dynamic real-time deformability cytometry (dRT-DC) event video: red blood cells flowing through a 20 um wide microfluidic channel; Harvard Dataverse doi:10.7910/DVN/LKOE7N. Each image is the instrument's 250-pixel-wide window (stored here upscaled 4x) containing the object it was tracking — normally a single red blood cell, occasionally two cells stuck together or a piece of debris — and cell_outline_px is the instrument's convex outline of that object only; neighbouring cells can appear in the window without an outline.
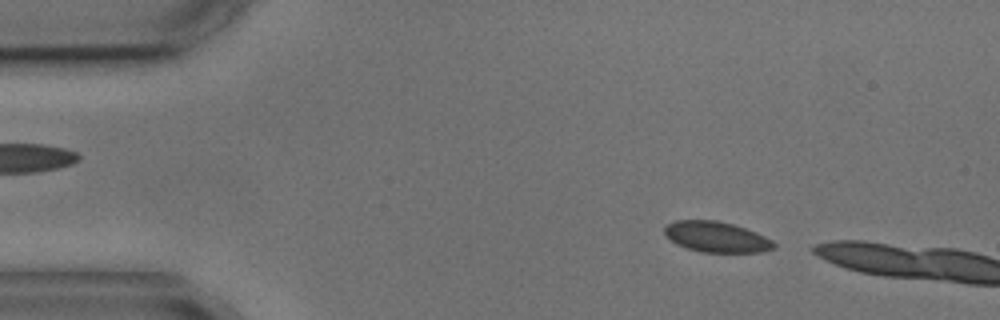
{"species": "common noctule bat (a hibernating species)", "species_latin": "Nyctalus noctula", "temperature_condition": "cold", "stored_images_in_passage": 2, "camera_frame_rate_fps": 3000, "um_per_image_px": 0.085, "animal": {"sex": "male", "body_mass_g": 17.9, "forearm_length_mm": 54.2}, "frame": {"image": 1, "passage_image": 1, "time_ms": 0.0, "image_size_px": [1000, 320], "cell_outline_px": [[776, 248], [760, 252], [704, 252], [688, 248], [676, 244], [664, 232], [664, 228], [668, 224], [676, 220], [716, 220], [732, 224], [756, 232], [772, 240], [776, 244]], "centroid_in_image_um": [60.92, 20.14], "position_along_channel_um": 24.1, "area_um2": 19.31}}